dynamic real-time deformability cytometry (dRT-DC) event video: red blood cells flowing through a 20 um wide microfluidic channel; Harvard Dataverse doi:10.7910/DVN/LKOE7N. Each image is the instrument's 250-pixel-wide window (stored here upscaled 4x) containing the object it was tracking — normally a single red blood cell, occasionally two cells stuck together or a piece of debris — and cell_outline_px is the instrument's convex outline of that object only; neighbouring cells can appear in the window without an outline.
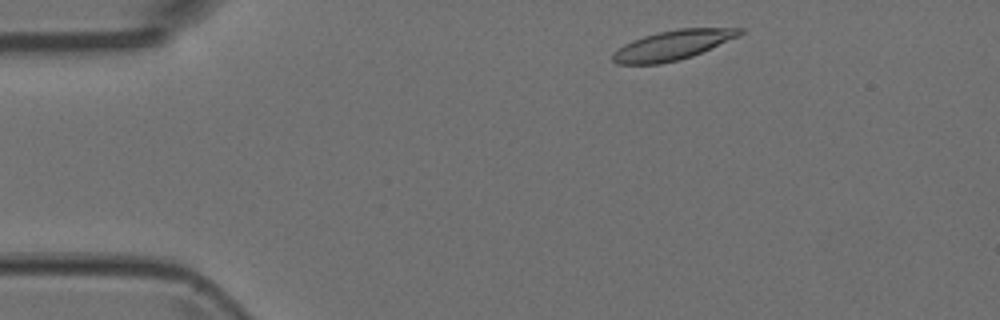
{"species": "Egyptian fruit bat (a non-hibernating species)", "species_latin": "Rousettus aegyptiacus", "temperature_condition": "room temperature", "stored_images_in_passage": 4, "camera_frame_rate_fps": 3000, "um_per_image_px": 0.085, "animal": {"sex": "female"}, "frame": {"image": 1, "passage_image": 1, "time_ms": 0.0, "image_size_px": [1000, 320], "cell_outline_px": [[744, 32], [740, 36], [692, 56], [680, 60], [660, 64], [616, 64], [612, 60], [612, 52], [624, 44], [632, 40], [644, 36], [660, 32], [680, 28], [744, 28]], "centroid_in_image_um": [57.17, 3.84], "position_along_channel_um": 27.8, "area_um2": 21.96}}
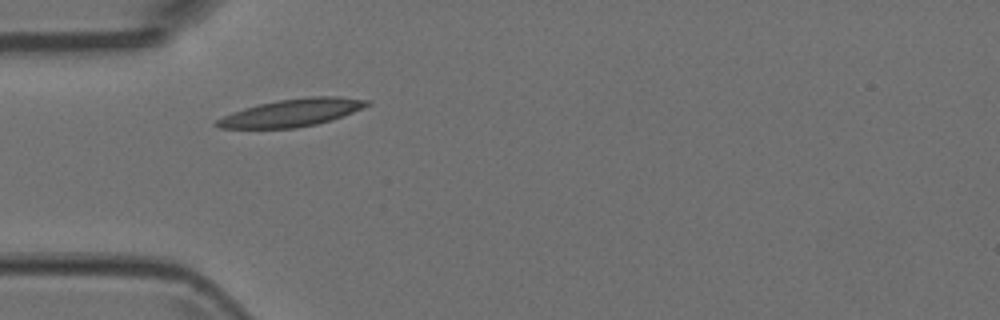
{"frame": {"image": 2, "passage_image": 3, "time_ms": 0.667, "image_size_px": [1000, 320], "cell_outline_px": [[372, 104], [332, 120], [316, 124], [296, 128], [220, 128], [212, 124], [216, 120], [232, 112], [244, 108], [260, 104], [280, 100], [308, 96], [336, 96], [368, 100]], "centroid_in_image_um": [24.8, 9.58], "position_along_channel_um": 60.2, "area_um2": 23.93}}
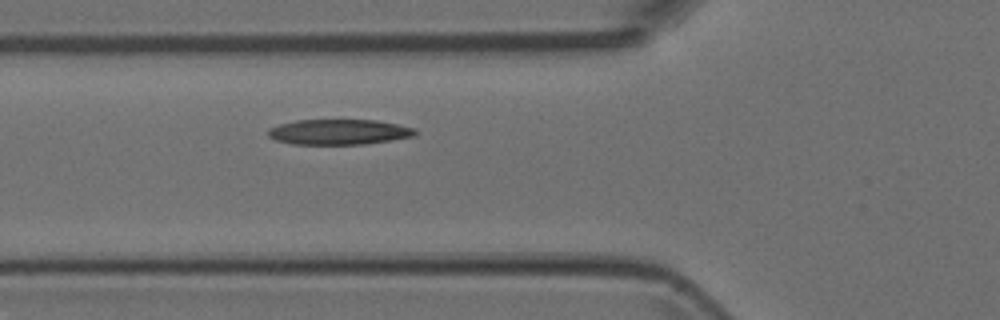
{"frame": {"image": 3, "passage_image": 4, "time_ms": 1.0, "image_size_px": [1000, 320], "cell_outline_px": [[420, 132], [416, 136], [364, 144], [292, 144], [276, 140], [268, 136], [268, 128], [280, 124], [296, 120], [376, 120], [416, 128]], "centroid_in_image_um": [28.84, 11.21], "position_along_channel_um": 97.0, "area_um2": 21.79}}